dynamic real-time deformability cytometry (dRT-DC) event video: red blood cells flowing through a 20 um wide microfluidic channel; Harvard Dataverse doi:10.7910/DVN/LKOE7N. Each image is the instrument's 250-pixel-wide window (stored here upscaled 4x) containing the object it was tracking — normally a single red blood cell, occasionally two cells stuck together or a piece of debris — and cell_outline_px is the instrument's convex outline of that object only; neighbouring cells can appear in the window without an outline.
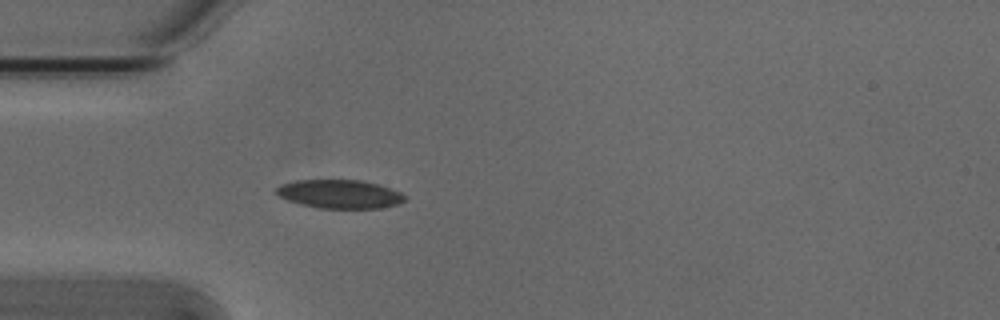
{"species": "Egyptian fruit bat (a non-hibernating species)", "species_latin": "Rousettus aegyptiacus", "temperature_condition": "cold", "stored_images_in_passage": 4, "camera_frame_rate_fps": 3000, "um_per_image_px": 0.085, "animal": {"sex": "male"}, "frame": {"image": 1, "passage_image": 4, "time_ms": 1.0, "image_size_px": [1000, 320], "cell_outline_px": [[404, 200], [400, 204], [380, 208], [320, 208], [300, 204], [288, 200], [280, 196], [276, 192], [276, 188], [280, 184], [296, 180], [360, 180], [376, 184], [400, 192], [404, 196]], "centroid_in_image_um": [28.85, 16.49], "position_along_channel_um": 56.2, "area_um2": 21.21}}